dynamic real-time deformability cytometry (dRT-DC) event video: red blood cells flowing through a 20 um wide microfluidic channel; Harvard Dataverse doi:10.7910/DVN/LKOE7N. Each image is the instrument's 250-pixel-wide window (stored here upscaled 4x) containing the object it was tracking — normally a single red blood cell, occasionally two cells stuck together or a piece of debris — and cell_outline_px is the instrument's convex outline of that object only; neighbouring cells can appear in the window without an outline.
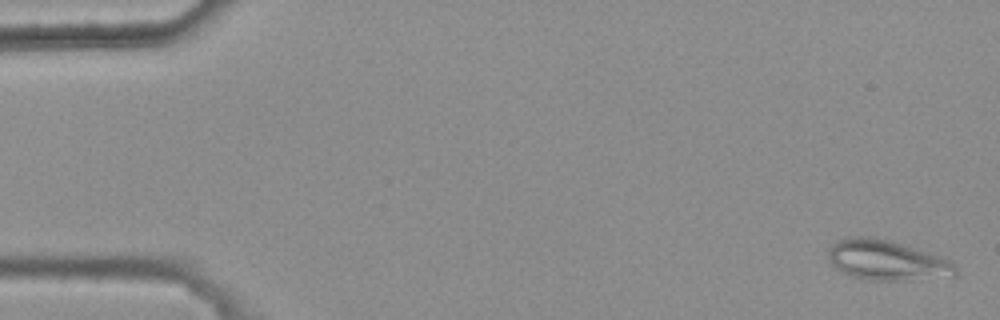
{"species": "common noctule bat (a hibernating species)", "species_latin": "Nyctalus noctula", "temperature_condition": "warm", "stored_images_in_passage": 5, "camera_frame_rate_fps": 3000, "um_per_image_px": 0.085, "animal": {"sex": "female", "body_mass_g": 25.1}, "frame": {"image": 1, "passage_image": 1, "time_ms": 0.0, "image_size_px": [1000, 320], "cell_outline_px": [[956, 276], [900, 280], [868, 280], [852, 276], [840, 272], [832, 264], [828, 256], [828, 248], [832, 244], [840, 240], [856, 236], [876, 236], [892, 240], [928, 252], [948, 260], [956, 268]], "centroid_in_image_um": [75.34, 22.11], "position_along_channel_um": 9.7, "area_um2": 29.65}}